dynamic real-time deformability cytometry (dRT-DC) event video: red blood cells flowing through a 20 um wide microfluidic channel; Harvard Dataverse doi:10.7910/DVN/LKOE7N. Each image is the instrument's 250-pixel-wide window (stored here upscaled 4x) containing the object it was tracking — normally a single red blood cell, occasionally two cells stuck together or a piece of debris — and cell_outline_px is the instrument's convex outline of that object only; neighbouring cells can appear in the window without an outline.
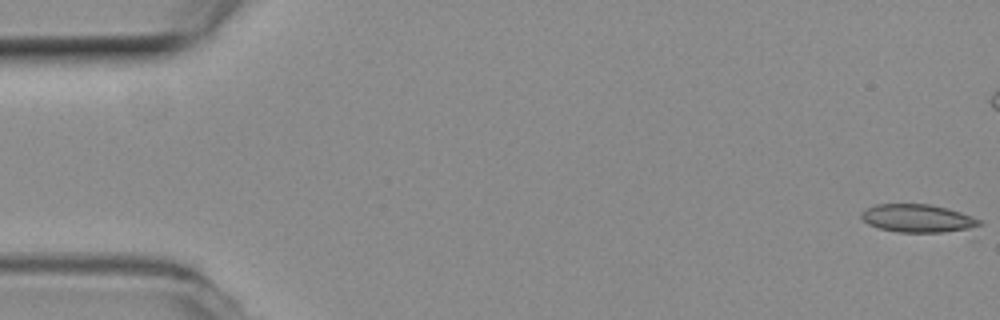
{"species": "common noctule bat (a hibernating species)", "species_latin": "Nyctalus noctula", "temperature_condition": "room temperature", "stored_images_in_passage": 6, "camera_frame_rate_fps": 3000, "um_per_image_px": 0.085, "animal": {"sex": "female", "body_mass_g": 19.3, "forearm_length_mm": 54.1}, "frame": {"image": 1, "passage_image": 1, "time_ms": 0.0, "image_size_px": [1000, 320], "cell_outline_px": [[984, 224], [976, 240], [972, 240], [896, 232], [880, 228], [868, 224], [860, 216], [860, 212], [864, 208], [876, 204], [932, 204], [948, 208], [984, 220]], "centroid_in_image_um": [78.49, 18.74], "position_along_channel_um": 6.5, "area_um2": 22.89}}
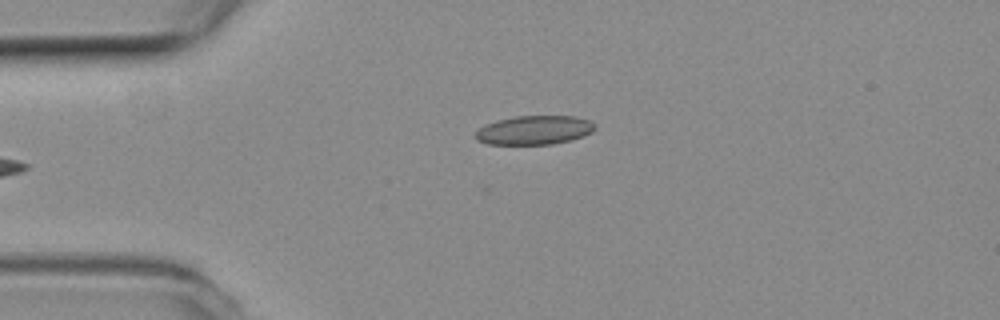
{"frame": {"image": 2, "passage_image": 5, "time_ms": 1.333, "image_size_px": [1000, 320], "cell_outline_px": [[596, 128], [592, 132], [584, 136], [572, 140], [552, 144], [488, 144], [476, 140], [476, 132], [480, 128], [488, 124], [500, 120], [516, 116], [576, 116], [588, 120], [596, 124]], "centroid_in_image_um": [45.48, 11.06], "position_along_channel_um": 39.5, "area_um2": 20.06}}